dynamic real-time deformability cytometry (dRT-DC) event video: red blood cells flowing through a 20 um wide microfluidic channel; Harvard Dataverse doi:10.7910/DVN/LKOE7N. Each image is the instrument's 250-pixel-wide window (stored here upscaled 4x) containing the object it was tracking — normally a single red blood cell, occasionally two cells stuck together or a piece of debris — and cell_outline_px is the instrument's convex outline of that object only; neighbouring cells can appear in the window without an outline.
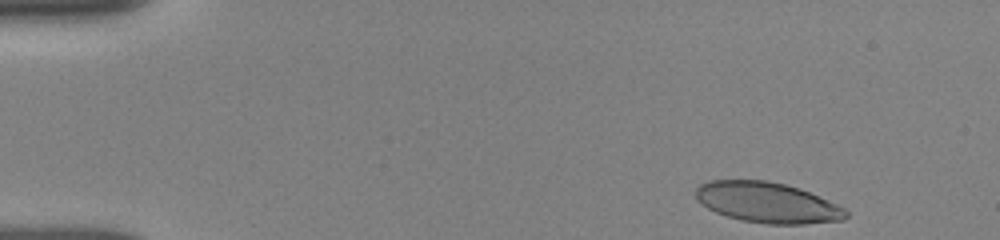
{"species": "human", "species_latin": "Homo sapiens", "temperature_condition": "room temperature", "stored_images_in_passage": 23, "camera_frame_rate_fps": 3000, "um_per_image_px": 0.085, "donor": {"sex": "female"}, "frame": {"image": 1, "passage_image": 1, "time_ms": 0.0, "image_size_px": [1000, 240], "cell_outline_px": [[848, 216], [844, 220], [804, 224], [768, 224], [740, 220], [716, 212], [708, 208], [696, 200], [696, 188], [700, 184], [708, 180], [768, 180], [800, 188], [836, 204], [844, 208], [848, 212]], "centroid_in_image_um": [65.22, 17.21], "position_along_channel_um": 19.8, "area_um2": 35.49}}
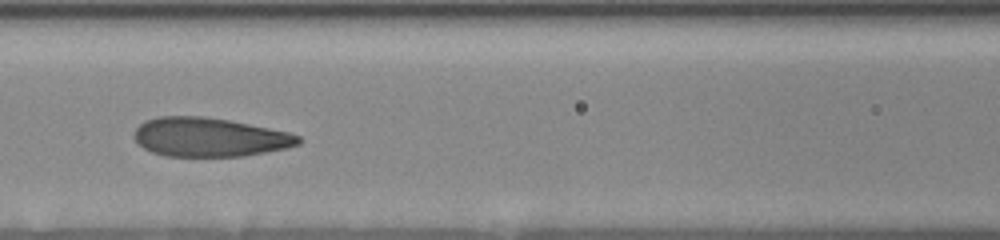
{"frame": {"image": 2, "passage_image": 15, "time_ms": 6.0, "image_size_px": [1000, 240], "cell_outline_px": [[300, 144], [288, 148], [244, 156], [164, 156], [152, 152], [144, 148], [132, 136], [136, 128], [144, 120], [160, 116], [204, 116], [228, 120], [288, 132], [300, 136]], "centroid_in_image_um": [17.78, 11.66], "position_along_channel_um": 148.8, "area_um2": 37.28}}
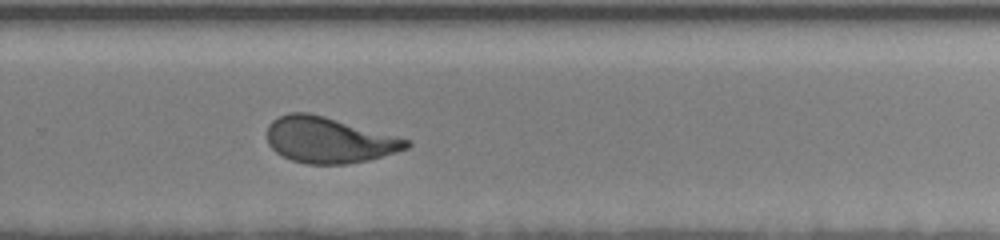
{"frame": {"image": 3, "passage_image": 23, "time_ms": 10.0, "image_size_px": [1000, 240], "cell_outline_px": [[412, 144], [408, 148], [396, 152], [368, 160], [348, 164], [308, 164], [292, 160], [276, 152], [268, 144], [268, 124], [272, 120], [288, 112], [308, 112], [324, 116], [396, 136], [408, 140]], "centroid_in_image_um": [27.94, 11.9], "position_along_channel_um": 301.9, "area_um2": 36.99}}